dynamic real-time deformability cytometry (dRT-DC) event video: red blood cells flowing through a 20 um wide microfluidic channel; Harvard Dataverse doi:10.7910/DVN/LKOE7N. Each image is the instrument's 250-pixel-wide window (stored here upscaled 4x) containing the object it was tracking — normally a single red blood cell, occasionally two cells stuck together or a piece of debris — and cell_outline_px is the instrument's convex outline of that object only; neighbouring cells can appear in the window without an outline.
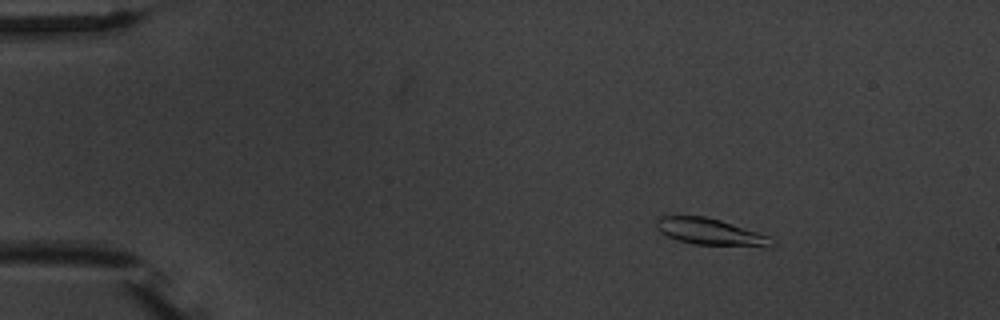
{"species": "common noctule bat (a hibernating species)", "species_latin": "Nyctalus noctula", "temperature_condition": "warm", "stored_images_in_passage": 6, "camera_frame_rate_fps": 3000, "um_per_image_px": 0.085, "animal": {"sex": "male", "body_mass_g": 20.1, "forearm_length_mm": 53.5}, "frame": {"image": 1, "passage_image": 2, "time_ms": 1.333, "image_size_px": [1000, 320], "cell_outline_px": [[776, 244], [772, 248], [764, 248], [692, 244], [676, 240], [660, 232], [656, 228], [656, 220], [660, 216], [704, 216], [720, 220], [772, 236], [776, 240]], "centroid_in_image_um": [60.51, 19.75], "position_along_channel_um": 24.5, "area_um2": 18.61}}
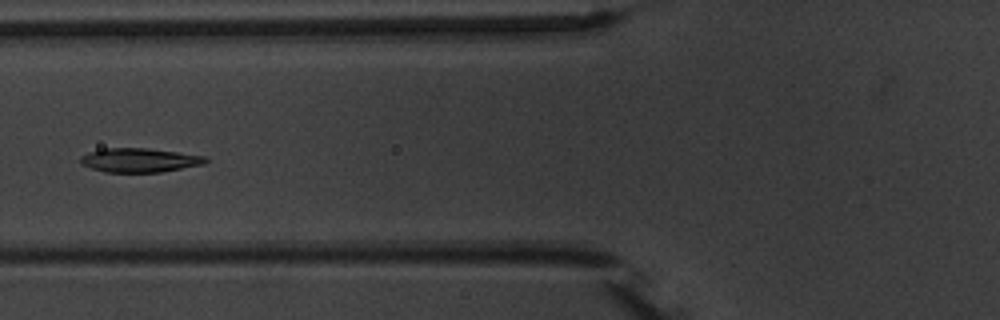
{"frame": {"image": 2, "passage_image": 6, "time_ms": 6.0, "image_size_px": [1000, 320], "cell_outline_px": [[208, 160], [204, 164], [160, 172], [104, 172], [80, 164], [80, 156], [88, 152], [104, 148], [148, 148], [208, 156]], "centroid_in_image_um": [11.85, 13.61], "position_along_channel_um": 113.9, "area_um2": 17.63}}